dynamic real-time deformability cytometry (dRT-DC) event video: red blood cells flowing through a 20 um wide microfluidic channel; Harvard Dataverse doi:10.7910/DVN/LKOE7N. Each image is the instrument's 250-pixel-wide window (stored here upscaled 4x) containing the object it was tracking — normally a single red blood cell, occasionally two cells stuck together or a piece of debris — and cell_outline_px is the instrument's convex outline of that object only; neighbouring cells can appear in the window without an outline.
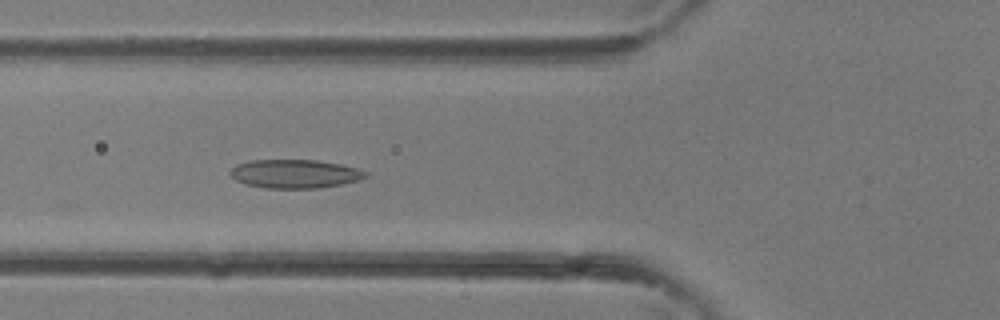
{"species": "common noctule bat (a hibernating species)", "species_latin": "Nyctalus noctula", "temperature_condition": "room temperature", "stored_images_in_passage": 26, "camera_frame_rate_fps": 3000, "um_per_image_px": 0.085, "animal": {"sex": "female"}, "frame": {"image": 1, "passage_image": 6, "time_ms": 1.667, "image_size_px": [1000, 320], "cell_outline_px": [[368, 176], [360, 180], [340, 184], [316, 188], [264, 188], [244, 184], [236, 180], [228, 172], [236, 164], [248, 160], [316, 160], [340, 164], [356, 168], [368, 172]], "centroid_in_image_um": [25.04, 14.77], "position_along_channel_um": 100.8, "area_um2": 22.66}}
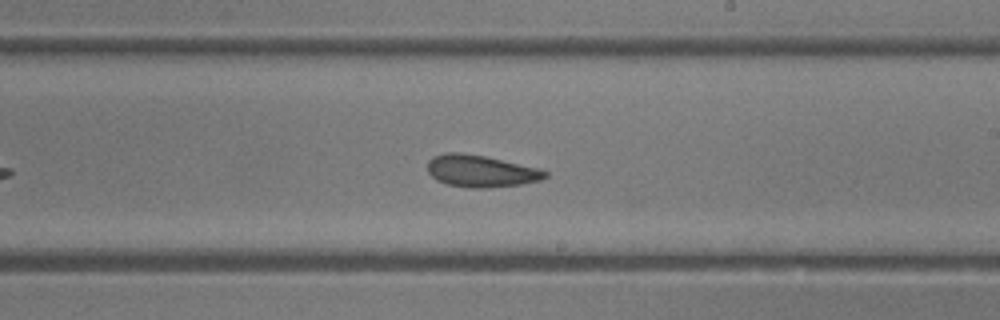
{"frame": {"image": 2, "passage_image": 14, "time_ms": 4.333, "image_size_px": [1000, 320], "cell_outline_px": [[548, 176], [540, 180], [520, 184], [488, 188], [468, 188], [448, 184], [436, 180], [428, 172], [428, 160], [432, 156], [444, 152], [460, 152], [484, 156], [536, 168], [548, 172]], "centroid_in_image_um": [40.82, 14.54], "position_along_channel_um": 248.2, "area_um2": 21.79}}
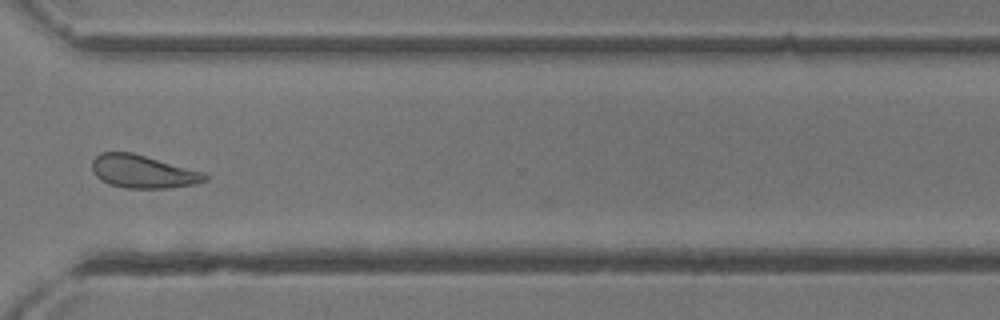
{"frame": {"image": 3, "passage_image": 20, "time_ms": 6.333, "image_size_px": [1000, 320], "cell_outline_px": [[208, 180], [196, 184], [168, 188], [124, 188], [108, 184], [100, 180], [92, 172], [92, 160], [100, 152], [132, 152], [208, 172]], "centroid_in_image_um": [12.19, 14.58], "position_along_channel_um": 358.4, "area_um2": 22.25}}